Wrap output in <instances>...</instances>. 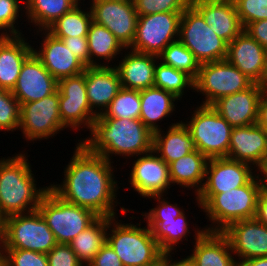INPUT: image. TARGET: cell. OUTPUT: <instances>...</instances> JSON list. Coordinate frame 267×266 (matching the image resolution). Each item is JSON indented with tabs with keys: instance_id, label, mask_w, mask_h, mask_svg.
<instances>
[{
	"instance_id": "cell-36",
	"label": "cell",
	"mask_w": 267,
	"mask_h": 266,
	"mask_svg": "<svg viewBox=\"0 0 267 266\" xmlns=\"http://www.w3.org/2000/svg\"><path fill=\"white\" fill-rule=\"evenodd\" d=\"M154 87L172 93L181 101L186 89L194 90V80L185 72L164 65L158 60L155 66Z\"/></svg>"
},
{
	"instance_id": "cell-28",
	"label": "cell",
	"mask_w": 267,
	"mask_h": 266,
	"mask_svg": "<svg viewBox=\"0 0 267 266\" xmlns=\"http://www.w3.org/2000/svg\"><path fill=\"white\" fill-rule=\"evenodd\" d=\"M170 125L166 131L161 129L153 133V151L168 165L195 150L192 137L183 121Z\"/></svg>"
},
{
	"instance_id": "cell-3",
	"label": "cell",
	"mask_w": 267,
	"mask_h": 266,
	"mask_svg": "<svg viewBox=\"0 0 267 266\" xmlns=\"http://www.w3.org/2000/svg\"><path fill=\"white\" fill-rule=\"evenodd\" d=\"M23 153L0 159L1 222L7 216L37 210L49 189V186L37 187L27 153Z\"/></svg>"
},
{
	"instance_id": "cell-45",
	"label": "cell",
	"mask_w": 267,
	"mask_h": 266,
	"mask_svg": "<svg viewBox=\"0 0 267 266\" xmlns=\"http://www.w3.org/2000/svg\"><path fill=\"white\" fill-rule=\"evenodd\" d=\"M49 266H84L69 244H56L48 253Z\"/></svg>"
},
{
	"instance_id": "cell-22",
	"label": "cell",
	"mask_w": 267,
	"mask_h": 266,
	"mask_svg": "<svg viewBox=\"0 0 267 266\" xmlns=\"http://www.w3.org/2000/svg\"><path fill=\"white\" fill-rule=\"evenodd\" d=\"M194 249L187 257L194 266H238L227 237L221 231H205L198 227Z\"/></svg>"
},
{
	"instance_id": "cell-47",
	"label": "cell",
	"mask_w": 267,
	"mask_h": 266,
	"mask_svg": "<svg viewBox=\"0 0 267 266\" xmlns=\"http://www.w3.org/2000/svg\"><path fill=\"white\" fill-rule=\"evenodd\" d=\"M87 266H123L114 249L106 242Z\"/></svg>"
},
{
	"instance_id": "cell-53",
	"label": "cell",
	"mask_w": 267,
	"mask_h": 266,
	"mask_svg": "<svg viewBox=\"0 0 267 266\" xmlns=\"http://www.w3.org/2000/svg\"><path fill=\"white\" fill-rule=\"evenodd\" d=\"M262 87L267 89V49L264 56V67L262 72Z\"/></svg>"
},
{
	"instance_id": "cell-15",
	"label": "cell",
	"mask_w": 267,
	"mask_h": 266,
	"mask_svg": "<svg viewBox=\"0 0 267 266\" xmlns=\"http://www.w3.org/2000/svg\"><path fill=\"white\" fill-rule=\"evenodd\" d=\"M138 157V158H137ZM128 182L142 198L168 194L171 186L168 164L153 150L136 156Z\"/></svg>"
},
{
	"instance_id": "cell-8",
	"label": "cell",
	"mask_w": 267,
	"mask_h": 266,
	"mask_svg": "<svg viewBox=\"0 0 267 266\" xmlns=\"http://www.w3.org/2000/svg\"><path fill=\"white\" fill-rule=\"evenodd\" d=\"M190 121L183 122L195 149L210 158L227 157L233 127L211 105H198Z\"/></svg>"
},
{
	"instance_id": "cell-39",
	"label": "cell",
	"mask_w": 267,
	"mask_h": 266,
	"mask_svg": "<svg viewBox=\"0 0 267 266\" xmlns=\"http://www.w3.org/2000/svg\"><path fill=\"white\" fill-rule=\"evenodd\" d=\"M21 106L11 91L0 88V131L19 130Z\"/></svg>"
},
{
	"instance_id": "cell-24",
	"label": "cell",
	"mask_w": 267,
	"mask_h": 266,
	"mask_svg": "<svg viewBox=\"0 0 267 266\" xmlns=\"http://www.w3.org/2000/svg\"><path fill=\"white\" fill-rule=\"evenodd\" d=\"M85 85L89 105L97 115L105 111L122 88L119 73L112 64L86 67Z\"/></svg>"
},
{
	"instance_id": "cell-54",
	"label": "cell",
	"mask_w": 267,
	"mask_h": 266,
	"mask_svg": "<svg viewBox=\"0 0 267 266\" xmlns=\"http://www.w3.org/2000/svg\"><path fill=\"white\" fill-rule=\"evenodd\" d=\"M262 178H263V182L265 184V186H267V163L265 165V167L260 171Z\"/></svg>"
},
{
	"instance_id": "cell-55",
	"label": "cell",
	"mask_w": 267,
	"mask_h": 266,
	"mask_svg": "<svg viewBox=\"0 0 267 266\" xmlns=\"http://www.w3.org/2000/svg\"><path fill=\"white\" fill-rule=\"evenodd\" d=\"M0 266H5L4 253L1 244H0Z\"/></svg>"
},
{
	"instance_id": "cell-9",
	"label": "cell",
	"mask_w": 267,
	"mask_h": 266,
	"mask_svg": "<svg viewBox=\"0 0 267 266\" xmlns=\"http://www.w3.org/2000/svg\"><path fill=\"white\" fill-rule=\"evenodd\" d=\"M178 40L192 52L200 64L227 57L228 44L206 24L192 5L182 13Z\"/></svg>"
},
{
	"instance_id": "cell-14",
	"label": "cell",
	"mask_w": 267,
	"mask_h": 266,
	"mask_svg": "<svg viewBox=\"0 0 267 266\" xmlns=\"http://www.w3.org/2000/svg\"><path fill=\"white\" fill-rule=\"evenodd\" d=\"M92 20L105 26L128 49L135 38L138 14L134 3L120 0H91Z\"/></svg>"
},
{
	"instance_id": "cell-31",
	"label": "cell",
	"mask_w": 267,
	"mask_h": 266,
	"mask_svg": "<svg viewBox=\"0 0 267 266\" xmlns=\"http://www.w3.org/2000/svg\"><path fill=\"white\" fill-rule=\"evenodd\" d=\"M143 221H146L152 236L164 254H174L172 251L176 250L175 247L181 241L183 242L184 238L188 241L187 236L191 235L185 211L176 218L145 219Z\"/></svg>"
},
{
	"instance_id": "cell-11",
	"label": "cell",
	"mask_w": 267,
	"mask_h": 266,
	"mask_svg": "<svg viewBox=\"0 0 267 266\" xmlns=\"http://www.w3.org/2000/svg\"><path fill=\"white\" fill-rule=\"evenodd\" d=\"M181 16L180 12L138 16L135 38L128 49L158 56L168 44L178 40Z\"/></svg>"
},
{
	"instance_id": "cell-23",
	"label": "cell",
	"mask_w": 267,
	"mask_h": 266,
	"mask_svg": "<svg viewBox=\"0 0 267 266\" xmlns=\"http://www.w3.org/2000/svg\"><path fill=\"white\" fill-rule=\"evenodd\" d=\"M191 5L227 44L244 30L233 0H191Z\"/></svg>"
},
{
	"instance_id": "cell-51",
	"label": "cell",
	"mask_w": 267,
	"mask_h": 266,
	"mask_svg": "<svg viewBox=\"0 0 267 266\" xmlns=\"http://www.w3.org/2000/svg\"><path fill=\"white\" fill-rule=\"evenodd\" d=\"M161 266H194V264L187 256L179 261L177 259L173 261L172 254H164L161 259Z\"/></svg>"
},
{
	"instance_id": "cell-41",
	"label": "cell",
	"mask_w": 267,
	"mask_h": 266,
	"mask_svg": "<svg viewBox=\"0 0 267 266\" xmlns=\"http://www.w3.org/2000/svg\"><path fill=\"white\" fill-rule=\"evenodd\" d=\"M134 5L138 16L164 12L182 14L191 5V0H135Z\"/></svg>"
},
{
	"instance_id": "cell-7",
	"label": "cell",
	"mask_w": 267,
	"mask_h": 266,
	"mask_svg": "<svg viewBox=\"0 0 267 266\" xmlns=\"http://www.w3.org/2000/svg\"><path fill=\"white\" fill-rule=\"evenodd\" d=\"M58 244H69L99 216L92 210L62 200L50 188L37 208Z\"/></svg>"
},
{
	"instance_id": "cell-35",
	"label": "cell",
	"mask_w": 267,
	"mask_h": 266,
	"mask_svg": "<svg viewBox=\"0 0 267 266\" xmlns=\"http://www.w3.org/2000/svg\"><path fill=\"white\" fill-rule=\"evenodd\" d=\"M80 1L69 12L55 21L47 31L54 37H80L87 36L92 20L90 7L81 9Z\"/></svg>"
},
{
	"instance_id": "cell-30",
	"label": "cell",
	"mask_w": 267,
	"mask_h": 266,
	"mask_svg": "<svg viewBox=\"0 0 267 266\" xmlns=\"http://www.w3.org/2000/svg\"><path fill=\"white\" fill-rule=\"evenodd\" d=\"M208 158L197 149L170 163L169 174L171 184L180 185L182 188L193 189L195 194L201 191L204 181Z\"/></svg>"
},
{
	"instance_id": "cell-16",
	"label": "cell",
	"mask_w": 267,
	"mask_h": 266,
	"mask_svg": "<svg viewBox=\"0 0 267 266\" xmlns=\"http://www.w3.org/2000/svg\"><path fill=\"white\" fill-rule=\"evenodd\" d=\"M254 172L258 171L245 162L226 157L210 158L206 166L204 185L198 194H219L239 188L256 175Z\"/></svg>"
},
{
	"instance_id": "cell-38",
	"label": "cell",
	"mask_w": 267,
	"mask_h": 266,
	"mask_svg": "<svg viewBox=\"0 0 267 266\" xmlns=\"http://www.w3.org/2000/svg\"><path fill=\"white\" fill-rule=\"evenodd\" d=\"M140 113V91L121 88L101 115L105 118L139 119Z\"/></svg>"
},
{
	"instance_id": "cell-13",
	"label": "cell",
	"mask_w": 267,
	"mask_h": 266,
	"mask_svg": "<svg viewBox=\"0 0 267 266\" xmlns=\"http://www.w3.org/2000/svg\"><path fill=\"white\" fill-rule=\"evenodd\" d=\"M57 89L62 124L72 130L87 128L91 131L97 114L87 99L85 70L81 74L59 80Z\"/></svg>"
},
{
	"instance_id": "cell-10",
	"label": "cell",
	"mask_w": 267,
	"mask_h": 266,
	"mask_svg": "<svg viewBox=\"0 0 267 266\" xmlns=\"http://www.w3.org/2000/svg\"><path fill=\"white\" fill-rule=\"evenodd\" d=\"M253 82L227 59L200 64L194 90L205 96L202 105H211L217 99L241 92Z\"/></svg>"
},
{
	"instance_id": "cell-20",
	"label": "cell",
	"mask_w": 267,
	"mask_h": 266,
	"mask_svg": "<svg viewBox=\"0 0 267 266\" xmlns=\"http://www.w3.org/2000/svg\"><path fill=\"white\" fill-rule=\"evenodd\" d=\"M264 88L253 83L246 90L223 96L211 107L232 127L252 125L257 122L258 107Z\"/></svg>"
},
{
	"instance_id": "cell-25",
	"label": "cell",
	"mask_w": 267,
	"mask_h": 266,
	"mask_svg": "<svg viewBox=\"0 0 267 266\" xmlns=\"http://www.w3.org/2000/svg\"><path fill=\"white\" fill-rule=\"evenodd\" d=\"M265 52L266 49L243 30L228 44L226 59L253 83L262 86Z\"/></svg>"
},
{
	"instance_id": "cell-37",
	"label": "cell",
	"mask_w": 267,
	"mask_h": 266,
	"mask_svg": "<svg viewBox=\"0 0 267 266\" xmlns=\"http://www.w3.org/2000/svg\"><path fill=\"white\" fill-rule=\"evenodd\" d=\"M158 59L164 65L185 72L193 80L197 78L200 63L196 60L192 52L179 40L168 44L158 55Z\"/></svg>"
},
{
	"instance_id": "cell-46",
	"label": "cell",
	"mask_w": 267,
	"mask_h": 266,
	"mask_svg": "<svg viewBox=\"0 0 267 266\" xmlns=\"http://www.w3.org/2000/svg\"><path fill=\"white\" fill-rule=\"evenodd\" d=\"M61 39L71 52L86 66H90L87 36L80 37H56Z\"/></svg>"
},
{
	"instance_id": "cell-26",
	"label": "cell",
	"mask_w": 267,
	"mask_h": 266,
	"mask_svg": "<svg viewBox=\"0 0 267 266\" xmlns=\"http://www.w3.org/2000/svg\"><path fill=\"white\" fill-rule=\"evenodd\" d=\"M122 55L117 69L121 86L126 89L143 90L154 87V73L158 56L130 50Z\"/></svg>"
},
{
	"instance_id": "cell-32",
	"label": "cell",
	"mask_w": 267,
	"mask_h": 266,
	"mask_svg": "<svg viewBox=\"0 0 267 266\" xmlns=\"http://www.w3.org/2000/svg\"><path fill=\"white\" fill-rule=\"evenodd\" d=\"M82 0H25L24 10L28 23L37 29L47 30L55 21L69 12ZM37 26V27H36Z\"/></svg>"
},
{
	"instance_id": "cell-43",
	"label": "cell",
	"mask_w": 267,
	"mask_h": 266,
	"mask_svg": "<svg viewBox=\"0 0 267 266\" xmlns=\"http://www.w3.org/2000/svg\"><path fill=\"white\" fill-rule=\"evenodd\" d=\"M242 26L267 19V0H233Z\"/></svg>"
},
{
	"instance_id": "cell-44",
	"label": "cell",
	"mask_w": 267,
	"mask_h": 266,
	"mask_svg": "<svg viewBox=\"0 0 267 266\" xmlns=\"http://www.w3.org/2000/svg\"><path fill=\"white\" fill-rule=\"evenodd\" d=\"M164 196H167L165 194L162 195H154V196H148L146 197L153 200L155 199L158 203L157 207L149 209V212H142V218L144 219H169V218H176L181 213L184 212V209H180V205L178 207L177 203L171 204L170 201L166 200Z\"/></svg>"
},
{
	"instance_id": "cell-56",
	"label": "cell",
	"mask_w": 267,
	"mask_h": 266,
	"mask_svg": "<svg viewBox=\"0 0 267 266\" xmlns=\"http://www.w3.org/2000/svg\"><path fill=\"white\" fill-rule=\"evenodd\" d=\"M1 237H2V222L0 221V242H1Z\"/></svg>"
},
{
	"instance_id": "cell-6",
	"label": "cell",
	"mask_w": 267,
	"mask_h": 266,
	"mask_svg": "<svg viewBox=\"0 0 267 266\" xmlns=\"http://www.w3.org/2000/svg\"><path fill=\"white\" fill-rule=\"evenodd\" d=\"M0 244L2 249H28L47 254L57 242L37 209L4 218Z\"/></svg>"
},
{
	"instance_id": "cell-21",
	"label": "cell",
	"mask_w": 267,
	"mask_h": 266,
	"mask_svg": "<svg viewBox=\"0 0 267 266\" xmlns=\"http://www.w3.org/2000/svg\"><path fill=\"white\" fill-rule=\"evenodd\" d=\"M41 48H34V54L41 60L48 72L57 80L84 72L86 66L66 47L61 39L47 30H41ZM44 37V38H43ZM38 49V50H37Z\"/></svg>"
},
{
	"instance_id": "cell-18",
	"label": "cell",
	"mask_w": 267,
	"mask_h": 266,
	"mask_svg": "<svg viewBox=\"0 0 267 266\" xmlns=\"http://www.w3.org/2000/svg\"><path fill=\"white\" fill-rule=\"evenodd\" d=\"M226 158L248 163L260 172L267 163V130L257 123L233 127Z\"/></svg>"
},
{
	"instance_id": "cell-49",
	"label": "cell",
	"mask_w": 267,
	"mask_h": 266,
	"mask_svg": "<svg viewBox=\"0 0 267 266\" xmlns=\"http://www.w3.org/2000/svg\"><path fill=\"white\" fill-rule=\"evenodd\" d=\"M255 218L267 226V186H263L257 200Z\"/></svg>"
},
{
	"instance_id": "cell-12",
	"label": "cell",
	"mask_w": 267,
	"mask_h": 266,
	"mask_svg": "<svg viewBox=\"0 0 267 266\" xmlns=\"http://www.w3.org/2000/svg\"><path fill=\"white\" fill-rule=\"evenodd\" d=\"M65 129L60 118L58 89L41 100L21 105L19 131L28 142L47 140Z\"/></svg>"
},
{
	"instance_id": "cell-42",
	"label": "cell",
	"mask_w": 267,
	"mask_h": 266,
	"mask_svg": "<svg viewBox=\"0 0 267 266\" xmlns=\"http://www.w3.org/2000/svg\"><path fill=\"white\" fill-rule=\"evenodd\" d=\"M5 266H49L47 254L22 250L3 249Z\"/></svg>"
},
{
	"instance_id": "cell-52",
	"label": "cell",
	"mask_w": 267,
	"mask_h": 266,
	"mask_svg": "<svg viewBox=\"0 0 267 266\" xmlns=\"http://www.w3.org/2000/svg\"><path fill=\"white\" fill-rule=\"evenodd\" d=\"M238 266H267V257H257L240 261Z\"/></svg>"
},
{
	"instance_id": "cell-27",
	"label": "cell",
	"mask_w": 267,
	"mask_h": 266,
	"mask_svg": "<svg viewBox=\"0 0 267 266\" xmlns=\"http://www.w3.org/2000/svg\"><path fill=\"white\" fill-rule=\"evenodd\" d=\"M24 35L0 37V88L12 91L24 61L33 53Z\"/></svg>"
},
{
	"instance_id": "cell-40",
	"label": "cell",
	"mask_w": 267,
	"mask_h": 266,
	"mask_svg": "<svg viewBox=\"0 0 267 266\" xmlns=\"http://www.w3.org/2000/svg\"><path fill=\"white\" fill-rule=\"evenodd\" d=\"M20 2L24 0H0V37L22 35L19 26L17 28L19 13L24 8Z\"/></svg>"
},
{
	"instance_id": "cell-33",
	"label": "cell",
	"mask_w": 267,
	"mask_h": 266,
	"mask_svg": "<svg viewBox=\"0 0 267 266\" xmlns=\"http://www.w3.org/2000/svg\"><path fill=\"white\" fill-rule=\"evenodd\" d=\"M87 39L90 66H109L111 61L114 63L112 59H115L118 54H123L121 51L128 50L105 26L94 21L90 23ZM102 59L106 60L108 64H106L107 62L101 63Z\"/></svg>"
},
{
	"instance_id": "cell-4",
	"label": "cell",
	"mask_w": 267,
	"mask_h": 266,
	"mask_svg": "<svg viewBox=\"0 0 267 266\" xmlns=\"http://www.w3.org/2000/svg\"><path fill=\"white\" fill-rule=\"evenodd\" d=\"M264 185L259 172L239 188L219 194H197L196 203L211 223L204 227L205 231H223L235 221L255 218L258 196Z\"/></svg>"
},
{
	"instance_id": "cell-57",
	"label": "cell",
	"mask_w": 267,
	"mask_h": 266,
	"mask_svg": "<svg viewBox=\"0 0 267 266\" xmlns=\"http://www.w3.org/2000/svg\"><path fill=\"white\" fill-rule=\"evenodd\" d=\"M120 1H125V2L134 3L135 0H120Z\"/></svg>"
},
{
	"instance_id": "cell-34",
	"label": "cell",
	"mask_w": 267,
	"mask_h": 266,
	"mask_svg": "<svg viewBox=\"0 0 267 266\" xmlns=\"http://www.w3.org/2000/svg\"><path fill=\"white\" fill-rule=\"evenodd\" d=\"M108 217H98L70 243L71 249L79 261L87 266L106 243Z\"/></svg>"
},
{
	"instance_id": "cell-5",
	"label": "cell",
	"mask_w": 267,
	"mask_h": 266,
	"mask_svg": "<svg viewBox=\"0 0 267 266\" xmlns=\"http://www.w3.org/2000/svg\"><path fill=\"white\" fill-rule=\"evenodd\" d=\"M117 219L118 217H108L106 242L114 249L123 266L158 265L164 253L149 227L141 228V220L135 225Z\"/></svg>"
},
{
	"instance_id": "cell-17",
	"label": "cell",
	"mask_w": 267,
	"mask_h": 266,
	"mask_svg": "<svg viewBox=\"0 0 267 266\" xmlns=\"http://www.w3.org/2000/svg\"><path fill=\"white\" fill-rule=\"evenodd\" d=\"M229 240L237 263L267 257V226L256 218L235 221L221 231Z\"/></svg>"
},
{
	"instance_id": "cell-48",
	"label": "cell",
	"mask_w": 267,
	"mask_h": 266,
	"mask_svg": "<svg viewBox=\"0 0 267 266\" xmlns=\"http://www.w3.org/2000/svg\"><path fill=\"white\" fill-rule=\"evenodd\" d=\"M244 30L267 49V19L249 23Z\"/></svg>"
},
{
	"instance_id": "cell-19",
	"label": "cell",
	"mask_w": 267,
	"mask_h": 266,
	"mask_svg": "<svg viewBox=\"0 0 267 266\" xmlns=\"http://www.w3.org/2000/svg\"><path fill=\"white\" fill-rule=\"evenodd\" d=\"M58 81L48 72L34 52L24 61L21 72L11 91L20 103L41 100L53 94Z\"/></svg>"
},
{
	"instance_id": "cell-50",
	"label": "cell",
	"mask_w": 267,
	"mask_h": 266,
	"mask_svg": "<svg viewBox=\"0 0 267 266\" xmlns=\"http://www.w3.org/2000/svg\"><path fill=\"white\" fill-rule=\"evenodd\" d=\"M256 123L267 130V89H264L259 102L258 117Z\"/></svg>"
},
{
	"instance_id": "cell-29",
	"label": "cell",
	"mask_w": 267,
	"mask_h": 266,
	"mask_svg": "<svg viewBox=\"0 0 267 266\" xmlns=\"http://www.w3.org/2000/svg\"><path fill=\"white\" fill-rule=\"evenodd\" d=\"M141 113L139 119L152 132L155 133L162 128L158 121L172 117L176 103L179 98L170 92L157 87L140 90ZM172 113V114H171Z\"/></svg>"
},
{
	"instance_id": "cell-2",
	"label": "cell",
	"mask_w": 267,
	"mask_h": 266,
	"mask_svg": "<svg viewBox=\"0 0 267 266\" xmlns=\"http://www.w3.org/2000/svg\"><path fill=\"white\" fill-rule=\"evenodd\" d=\"M89 133L91 137L78 142L110 162L113 155L134 158L153 150V133L140 119L105 118L99 114Z\"/></svg>"
},
{
	"instance_id": "cell-1",
	"label": "cell",
	"mask_w": 267,
	"mask_h": 266,
	"mask_svg": "<svg viewBox=\"0 0 267 266\" xmlns=\"http://www.w3.org/2000/svg\"><path fill=\"white\" fill-rule=\"evenodd\" d=\"M60 184L49 188L62 200L92 210L99 217H116L119 191L114 166L103 156L91 153L81 142L75 145Z\"/></svg>"
}]
</instances>
